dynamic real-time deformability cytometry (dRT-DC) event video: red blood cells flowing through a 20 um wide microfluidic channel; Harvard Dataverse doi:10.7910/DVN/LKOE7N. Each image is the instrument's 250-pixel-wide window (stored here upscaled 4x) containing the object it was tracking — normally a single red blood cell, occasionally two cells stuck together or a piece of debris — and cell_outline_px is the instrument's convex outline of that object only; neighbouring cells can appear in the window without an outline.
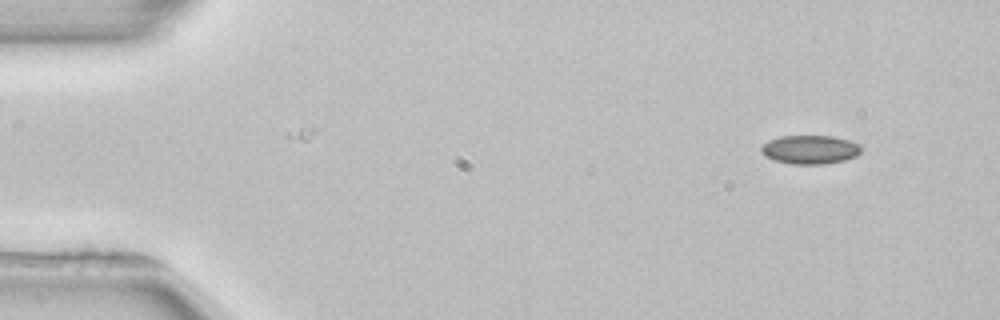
{"species": "common noctule bat (a hibernating species)", "species_latin": "Nyctalus noctula", "temperature_condition": "room temperature", "stored_images_in_passage": 3, "camera_frame_rate_fps": 3000, "um_per_image_px": 0.085, "animal": {"sex": "female", "body_mass_g": 22.7, "forearm_length_mm": 54.2}, "frame": {"image": 1, "passage_image": 1, "time_ms": 0.0, "image_size_px": [1000, 320], "cell_outline_px": [[860, 152], [856, 156], [844, 160], [824, 164], [792, 164], [776, 160], [764, 156], [760, 152], [760, 148], [768, 140], [780, 136], [832, 136], [852, 140], [860, 144]], "centroid_in_image_um": [68.85, 12.7], "position_along_channel_um": 16.1, "area_um2": 16.82}}